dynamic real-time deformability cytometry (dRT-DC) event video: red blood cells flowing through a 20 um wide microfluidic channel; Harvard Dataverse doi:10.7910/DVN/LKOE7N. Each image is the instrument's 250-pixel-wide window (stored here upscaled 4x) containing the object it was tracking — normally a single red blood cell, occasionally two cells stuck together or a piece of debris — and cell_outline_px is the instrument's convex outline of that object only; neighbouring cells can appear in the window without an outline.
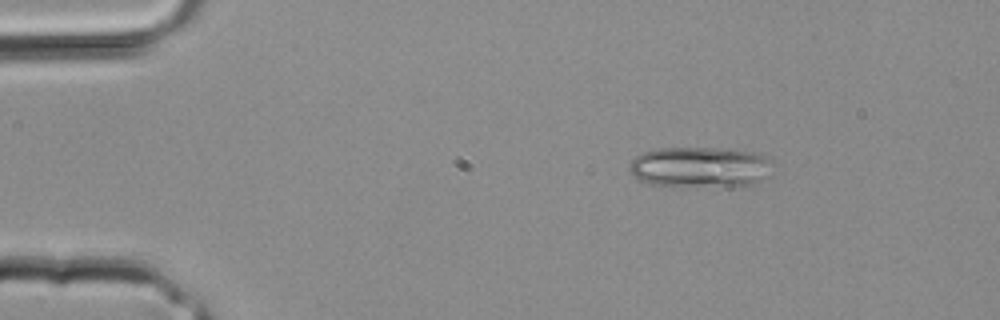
{"species": "common noctule bat (a hibernating species)", "species_latin": "Nyctalus noctula", "temperature_condition": "room temperature", "stored_images_in_passage": 2, "camera_frame_rate_fps": 3000, "um_per_image_px": 0.085, "animal": {"sex": "male", "body_mass_g": 20.4}, "frame": {"image": 1, "passage_image": 1, "time_ms": 0.0, "image_size_px": [1000, 320], "cell_outline_px": [[772, 160], [768, 176], [756, 184], [652, 184], [640, 180], [632, 176], [628, 168], [628, 164], [636, 156], [644, 152], [656, 148], [716, 148], [756, 152]], "centroid_in_image_um": [59.48, 14.15], "position_along_channel_um": 25.5, "area_um2": 33.06}}